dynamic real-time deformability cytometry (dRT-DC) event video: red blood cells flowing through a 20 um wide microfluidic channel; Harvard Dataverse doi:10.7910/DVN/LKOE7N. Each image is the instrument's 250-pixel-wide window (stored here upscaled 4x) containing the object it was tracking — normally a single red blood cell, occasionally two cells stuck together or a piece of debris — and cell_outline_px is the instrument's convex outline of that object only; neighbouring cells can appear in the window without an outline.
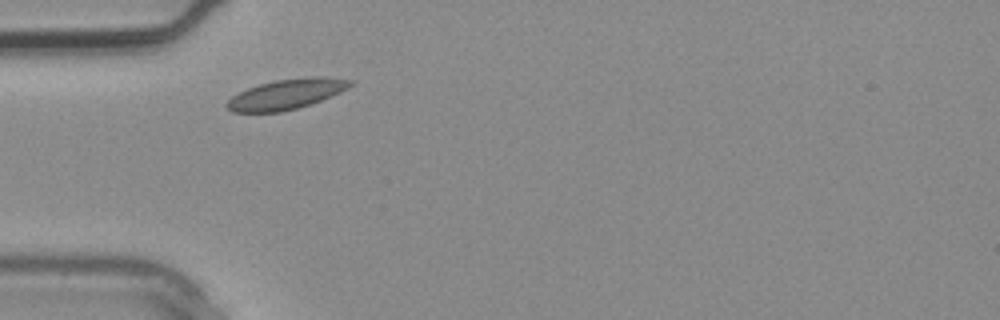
{"species": "common noctule bat (a hibernating species)", "species_latin": "Nyctalus noctula", "temperature_condition": "warm", "stored_images_in_passage": 1, "camera_frame_rate_fps": 3000, "um_per_image_px": 0.085, "animal": {"sex": "male", "body_mass_g": 20.4}, "frame": {"image": 1, "passage_image": 1, "time_ms": 0.0, "image_size_px": [1000, 320], "cell_outline_px": [[352, 84], [348, 88], [340, 92], [320, 100], [296, 108], [280, 112], [232, 112], [224, 104], [232, 96], [248, 88], [260, 84], [276, 80], [308, 76], [324, 76], [352, 80]], "centroid_in_image_um": [24.33, 7.99], "position_along_channel_um": 60.7, "area_um2": 21.44}}